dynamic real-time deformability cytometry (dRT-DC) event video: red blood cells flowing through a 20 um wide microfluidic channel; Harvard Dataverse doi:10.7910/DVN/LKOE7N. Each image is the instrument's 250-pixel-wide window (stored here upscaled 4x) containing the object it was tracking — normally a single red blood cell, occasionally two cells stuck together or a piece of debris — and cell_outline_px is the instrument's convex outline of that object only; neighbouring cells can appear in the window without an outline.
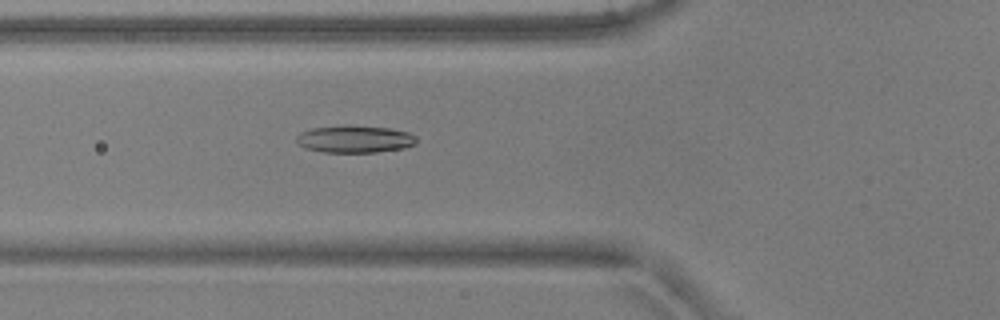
{"species": "common noctule bat (a hibernating species)", "species_latin": "Nyctalus noctula", "temperature_condition": "warm", "stored_images_in_passage": 6, "camera_frame_rate_fps": 3000, "um_per_image_px": 0.085, "animal": {"sex": "male", "body_mass_g": 17.9, "forearm_length_mm": 54.2}, "frame": {"image": 1, "passage_image": 6, "time_ms": 1.667, "image_size_px": [1000, 320], "cell_outline_px": [[416, 144], [404, 148], [376, 152], [324, 152], [304, 148], [296, 140], [296, 136], [300, 132], [312, 128], [344, 124], [348, 124], [392, 128], [408, 132], [416, 136]], "centroid_in_image_um": [30.16, 11.8], "position_along_channel_um": 95.6, "area_um2": 19.42}}